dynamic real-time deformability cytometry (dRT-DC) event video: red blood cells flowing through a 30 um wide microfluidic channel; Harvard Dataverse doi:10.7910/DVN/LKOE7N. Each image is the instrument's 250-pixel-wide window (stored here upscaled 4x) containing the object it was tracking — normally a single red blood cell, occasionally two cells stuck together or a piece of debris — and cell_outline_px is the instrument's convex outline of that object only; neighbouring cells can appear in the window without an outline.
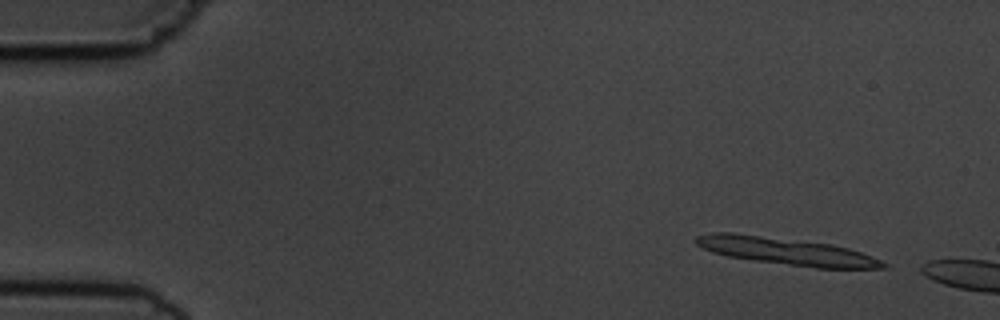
{"species": "common noctule bat (a hibernating species)", "species_latin": "Nyctalus noctula", "temperature_condition": "cold", "stored_images_in_passage": 3, "camera_frame_rate_fps": 3000, "um_per_image_px": 0.085, "animal": {"sex": "male", "body_mass_g": 19.5, "forearm_length_mm": 54.6}, "frame": {"image": 1, "passage_image": 2, "time_ms": 1.0, "image_size_px": [1000, 320], "cell_outline_px": [[892, 268], [816, 268], [752, 260], [728, 256], [712, 252], [696, 244], [696, 236], [712, 232], [736, 232], [832, 244], [848, 248], [872, 256], [888, 264]], "centroid_in_image_um": [66.86, 21.35], "position_along_channel_um": 18.1, "area_um2": 29.77}}